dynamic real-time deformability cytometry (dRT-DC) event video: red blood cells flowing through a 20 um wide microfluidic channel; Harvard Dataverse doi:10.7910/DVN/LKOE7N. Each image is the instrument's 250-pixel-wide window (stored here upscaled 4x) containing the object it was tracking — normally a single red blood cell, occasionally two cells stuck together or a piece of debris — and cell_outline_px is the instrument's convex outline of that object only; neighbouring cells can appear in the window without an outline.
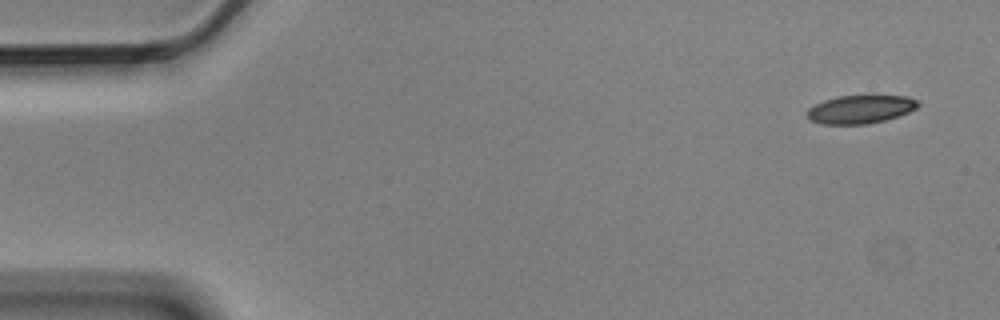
{"species": "Egyptian fruit bat (a non-hibernating species)", "species_latin": "Rousettus aegyptiacus", "temperature_condition": "cold", "stored_images_in_passage": 4, "camera_frame_rate_fps": 3000, "um_per_image_px": 0.085, "animal": {"sex": "male"}, "frame": {"image": 1, "passage_image": 1, "time_ms": 0.0, "image_size_px": [1000, 320], "cell_outline_px": [[920, 104], [916, 108], [908, 112], [884, 120], [868, 124], [820, 124], [808, 120], [804, 116], [804, 112], [808, 108], [824, 100], [836, 96], [872, 92], [908, 96], [916, 100]], "centroid_in_image_um": [73.1, 9.23], "position_along_channel_um": 11.9, "area_um2": 19.42}}
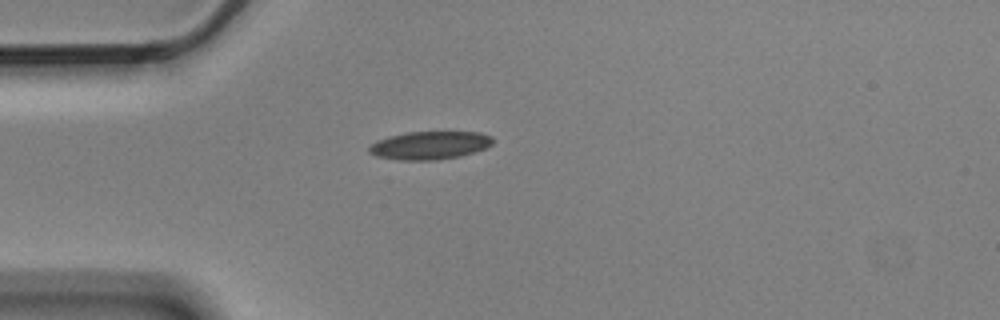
{"frame": {"image": 2, "passage_image": 4, "time_ms": 1.0, "image_size_px": [1000, 320], "cell_outline_px": [[492, 144], [488, 148], [460, 156], [436, 160], [400, 160], [376, 156], [368, 152], [368, 148], [376, 140], [388, 136], [408, 132], [480, 132], [492, 136]], "centroid_in_image_um": [36.53, 12.35], "position_along_channel_um": 48.5, "area_um2": 20.35}}